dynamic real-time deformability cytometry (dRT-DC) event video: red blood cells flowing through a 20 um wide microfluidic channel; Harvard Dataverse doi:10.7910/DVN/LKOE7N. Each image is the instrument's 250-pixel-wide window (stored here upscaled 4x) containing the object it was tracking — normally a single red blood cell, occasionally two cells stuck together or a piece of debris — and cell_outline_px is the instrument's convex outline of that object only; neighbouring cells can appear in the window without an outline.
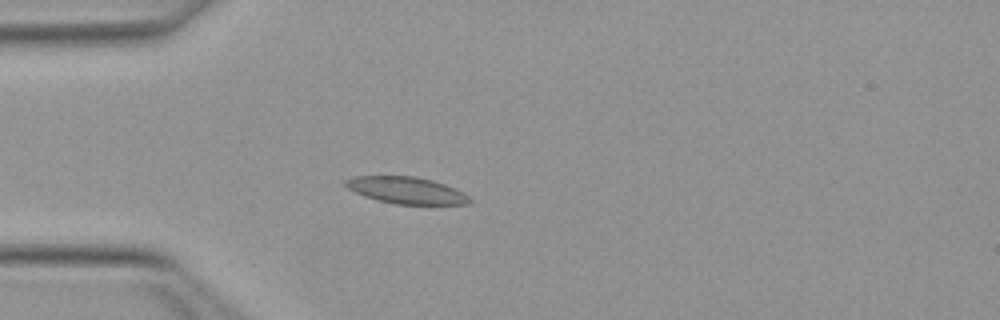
{"species": "Egyptian fruit bat (a non-hibernating species)", "species_latin": "Rousettus aegyptiacus", "temperature_condition": "warm", "stored_images_in_passage": 40, "camera_frame_rate_fps": 3000, "um_per_image_px": 0.085, "animal": {"sex": "female"}, "frame": {"image": 1, "passage_image": 6, "time_ms": 1.667, "image_size_px": [1000, 320], "cell_outline_px": [[472, 200], [468, 204], [396, 204], [376, 200], [364, 196], [348, 188], [344, 184], [344, 180], [356, 176], [416, 176], [432, 180], [444, 184], [464, 192]], "centroid_in_image_um": [34.54, 16.17], "position_along_channel_um": 50.5, "area_um2": 19.31}}
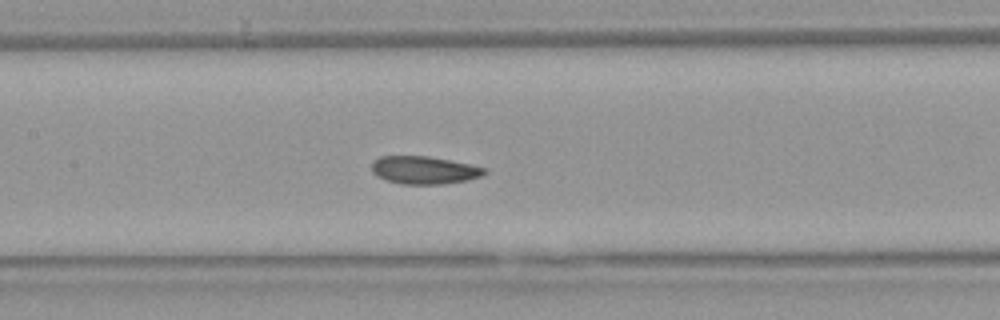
{"frame": {"image": 2, "passage_image": 16, "time_ms": 5.0, "image_size_px": [1000, 320], "cell_outline_px": [[488, 172], [484, 176], [468, 180], [444, 184], [400, 184], [376, 176], [372, 172], [372, 160], [380, 156], [428, 156], [488, 168]], "centroid_in_image_um": [36.07, 14.46], "position_along_channel_um": 171.3, "area_um2": 18.44}}
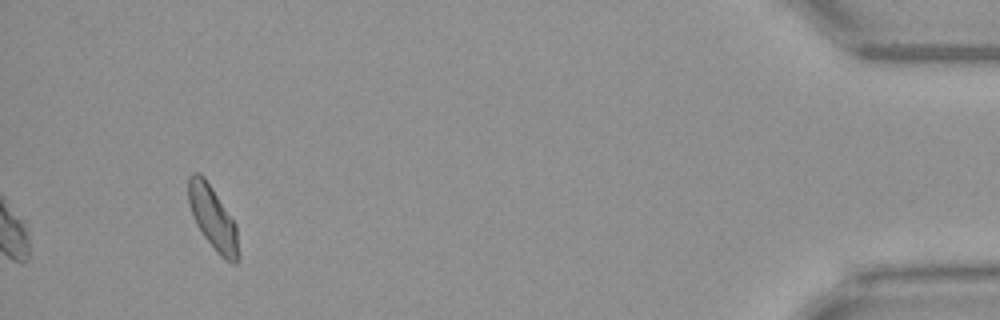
{"frame": {"image": 3, "passage_image": 40, "time_ms": 13.0, "image_size_px": [1000, 320], "cell_outline_px": [[240, 260], [236, 264], [232, 264], [220, 256], [216, 252], [204, 236], [196, 224], [188, 204], [188, 176], [192, 172], [200, 172], [204, 176], [236, 224], [240, 256]], "centroid_in_image_um": [18.1, 18.55], "position_along_channel_um": 417.1, "area_um2": 18.73}, "authors_computed_cell_mechanics": {"area_um2": 19.074, "velocity_mm_per_s": 3.9767, "shape_relaxation_time_tau1_ms": 3.778, "shape_relaxation_time_tau2_ms": 2.3113, "deformation_change_tau1": 0.1113, "deformation_change_tau2": 0.0841}}